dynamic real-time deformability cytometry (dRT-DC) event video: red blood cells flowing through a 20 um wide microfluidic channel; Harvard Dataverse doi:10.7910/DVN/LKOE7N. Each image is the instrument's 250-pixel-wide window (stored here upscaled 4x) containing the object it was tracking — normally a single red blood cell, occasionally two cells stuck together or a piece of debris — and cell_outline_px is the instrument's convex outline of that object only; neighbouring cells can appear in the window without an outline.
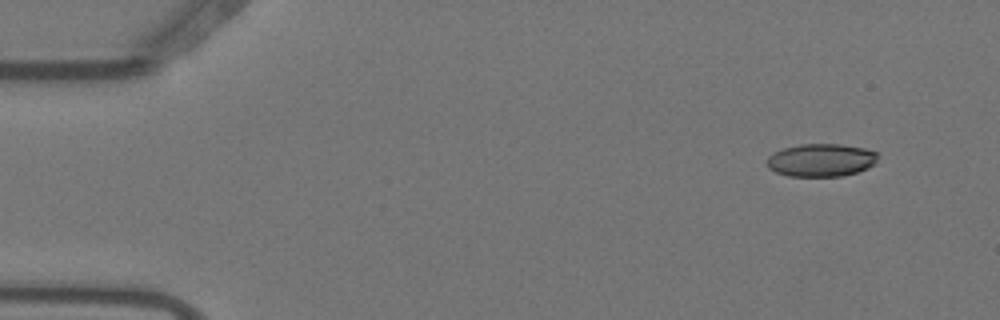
{"species": "Egyptian fruit bat (a non-hibernating species)", "species_latin": "Rousettus aegyptiacus", "temperature_condition": "warm", "stored_images_in_passage": 7, "camera_frame_rate_fps": 3000, "um_per_image_px": 0.085, "animal": {"sex": "female"}, "frame": {"image": 1, "passage_image": 2, "time_ms": 0.333, "image_size_px": [1000, 320], "cell_outline_px": [[876, 164], [868, 168], [844, 176], [788, 176], [776, 172], [768, 168], [768, 156], [772, 152], [784, 148], [800, 144], [840, 144], [864, 148], [876, 152]], "centroid_in_image_um": [69.78, 13.61], "position_along_channel_um": 15.2, "area_um2": 21.27}}
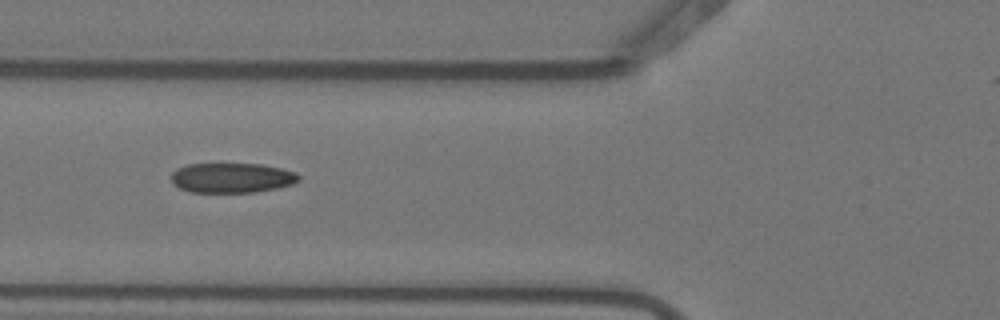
{"frame": {"image": 2, "passage_image": 6, "time_ms": 1.667, "image_size_px": [1000, 320], "cell_outline_px": [[300, 180], [292, 184], [276, 188], [252, 192], [192, 192], [180, 188], [172, 184], [172, 172], [176, 168], [188, 164], [260, 164], [280, 168], [296, 172], [300, 176]], "centroid_in_image_um": [19.7, 15.11], "position_along_channel_um": 106.1, "area_um2": 22.14}}
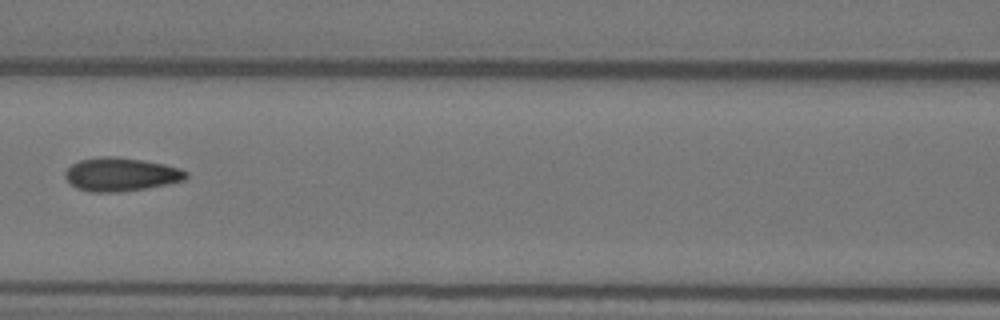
{"frame": {"image": 3, "passage_image": 7, "time_ms": 2.0, "image_size_px": [1000, 320], "cell_outline_px": [[188, 176], [184, 180], [144, 188], [120, 192], [92, 192], [76, 188], [64, 176], [64, 172], [72, 164], [80, 160], [100, 156], [116, 156], [144, 160], [164, 164], [180, 168], [188, 172]], "centroid_in_image_um": [10.26, 14.81], "position_along_channel_um": 156.3, "area_um2": 23.52}}